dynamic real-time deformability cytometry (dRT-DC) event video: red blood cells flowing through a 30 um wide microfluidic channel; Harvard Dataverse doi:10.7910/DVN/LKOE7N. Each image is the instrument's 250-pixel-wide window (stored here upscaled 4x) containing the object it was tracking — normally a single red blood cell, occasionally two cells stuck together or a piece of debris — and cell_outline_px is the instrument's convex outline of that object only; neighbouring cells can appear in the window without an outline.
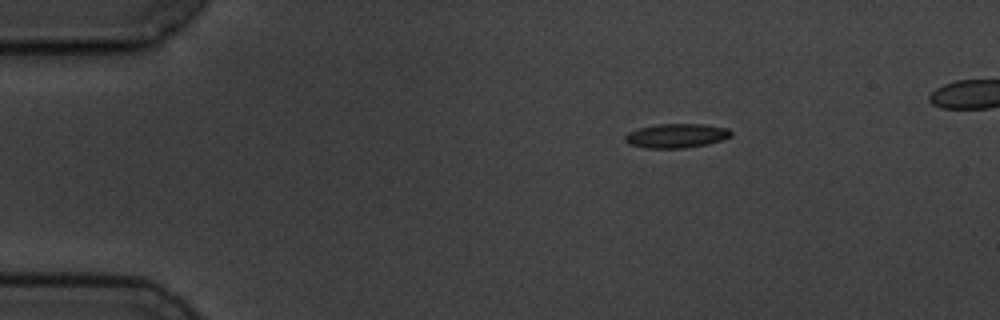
{"species": "common noctule bat (a hibernating species)", "species_latin": "Nyctalus noctula", "temperature_condition": "cold", "stored_images_in_passage": 4, "camera_frame_rate_fps": 3000, "um_per_image_px": 0.085, "animal": {"sex": "male", "body_mass_g": 19.5, "forearm_length_mm": 54.6}, "frame": {"image": 1, "passage_image": 1, "time_ms": 0.0, "image_size_px": [1000, 320], "cell_outline_px": [[732, 136], [708, 144], [684, 148], [644, 148], [628, 144], [624, 140], [624, 136], [628, 132], [640, 128], [660, 124], [704, 124], [728, 128], [732, 132]], "centroid_in_image_um": [57.48, 11.54], "position_along_channel_um": 27.5, "area_um2": 14.97}}